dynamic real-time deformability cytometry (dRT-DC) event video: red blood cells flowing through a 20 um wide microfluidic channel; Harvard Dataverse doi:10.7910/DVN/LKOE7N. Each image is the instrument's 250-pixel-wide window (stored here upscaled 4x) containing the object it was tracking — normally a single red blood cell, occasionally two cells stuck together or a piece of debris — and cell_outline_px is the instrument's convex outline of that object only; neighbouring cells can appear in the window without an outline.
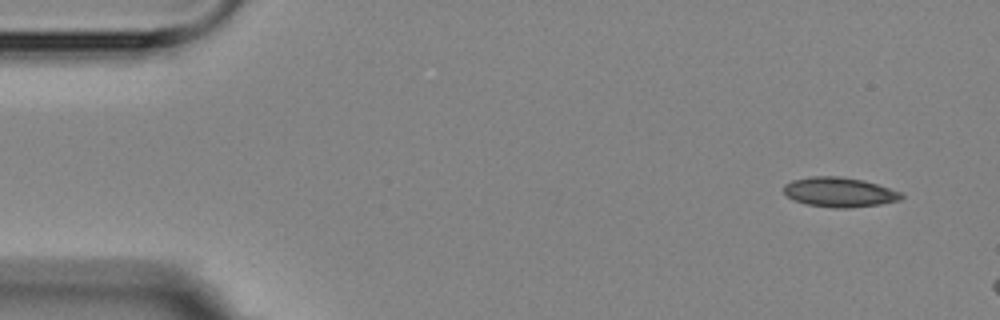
{"species": "Egyptian fruit bat (a non-hibernating species)", "species_latin": "Rousettus aegyptiacus", "temperature_condition": "room temperature", "stored_images_in_passage": 3, "camera_frame_rate_fps": 3000, "um_per_image_px": 0.085, "animal": {"sex": "female"}, "frame": {"image": 1, "passage_image": 1, "time_ms": 0.0, "image_size_px": [1000, 320], "cell_outline_px": [[904, 196], [900, 200], [880, 204], [848, 208], [832, 208], [804, 204], [792, 200], [784, 192], [784, 184], [792, 180], [812, 176], [840, 176], [864, 180], [900, 192]], "centroid_in_image_um": [71.31, 16.34], "position_along_channel_um": 13.7, "area_um2": 20.4}}